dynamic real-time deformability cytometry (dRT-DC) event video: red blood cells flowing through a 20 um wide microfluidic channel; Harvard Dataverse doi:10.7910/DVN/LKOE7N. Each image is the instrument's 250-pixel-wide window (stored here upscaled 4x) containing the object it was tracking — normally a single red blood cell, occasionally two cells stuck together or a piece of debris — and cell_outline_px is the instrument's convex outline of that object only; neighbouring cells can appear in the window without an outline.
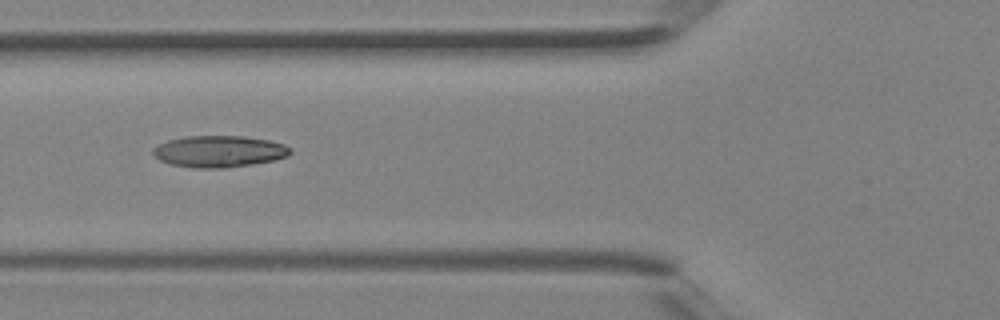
{"species": "Egyptian fruit bat (a non-hibernating species)", "species_latin": "Rousettus aegyptiacus", "temperature_condition": "room temperature", "stored_images_in_passage": 6, "camera_frame_rate_fps": 3000, "um_per_image_px": 0.085, "animal": {"sex": "female"}, "frame": {"image": 1, "passage_image": 5, "time_ms": 1.333, "image_size_px": [1000, 320], "cell_outline_px": [[292, 152], [288, 156], [272, 160], [252, 164], [220, 168], [192, 168], [172, 164], [160, 160], [152, 152], [152, 148], [168, 140], [184, 136], [244, 136], [268, 140], [284, 144], [292, 148]], "centroid_in_image_um": [18.63, 12.86], "position_along_channel_um": 107.2, "area_um2": 25.2}}
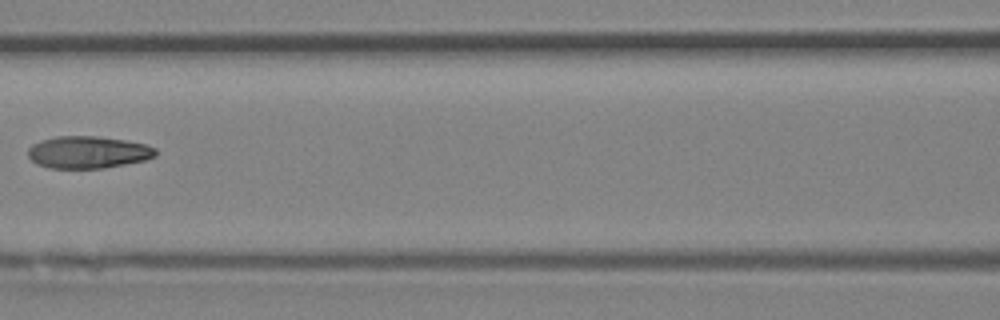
{"frame": {"image": 2, "passage_image": 6, "time_ms": 1.667, "image_size_px": [1000, 320], "cell_outline_px": [[156, 156], [144, 160], [104, 168], [48, 168], [36, 164], [28, 156], [28, 148], [32, 144], [40, 140], [56, 136], [96, 136], [124, 140], [144, 144], [156, 148]], "centroid_in_image_um": [7.44, 12.94], "position_along_channel_um": 159.2, "area_um2": 23.93}}